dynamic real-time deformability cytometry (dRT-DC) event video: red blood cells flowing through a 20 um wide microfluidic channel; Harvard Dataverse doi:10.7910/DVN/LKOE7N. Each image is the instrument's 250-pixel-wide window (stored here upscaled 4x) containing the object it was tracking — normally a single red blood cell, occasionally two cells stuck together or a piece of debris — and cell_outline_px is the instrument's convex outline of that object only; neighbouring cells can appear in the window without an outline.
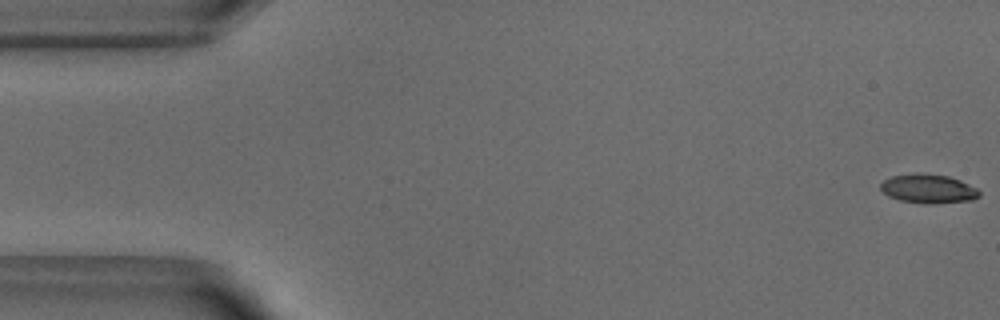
{"species": "common noctule bat (a hibernating species)", "species_latin": "Nyctalus noctula", "temperature_condition": "warm", "stored_images_in_passage": 52, "camera_frame_rate_fps": 3000, "um_per_image_px": 0.085, "animal": {"sex": "male", "body_mass_g": 18.8}, "frame": {"image": 1, "passage_image": 1, "time_ms": 0.0, "image_size_px": [1000, 320], "cell_outline_px": [[980, 196], [972, 200], [932, 204], [924, 204], [900, 200], [888, 196], [880, 188], [880, 184], [884, 180], [892, 176], [924, 172], [948, 176], [960, 180], [976, 188], [980, 192]], "centroid_in_image_um": [78.91, 16.04], "position_along_channel_um": 6.1, "area_um2": 16.76}}
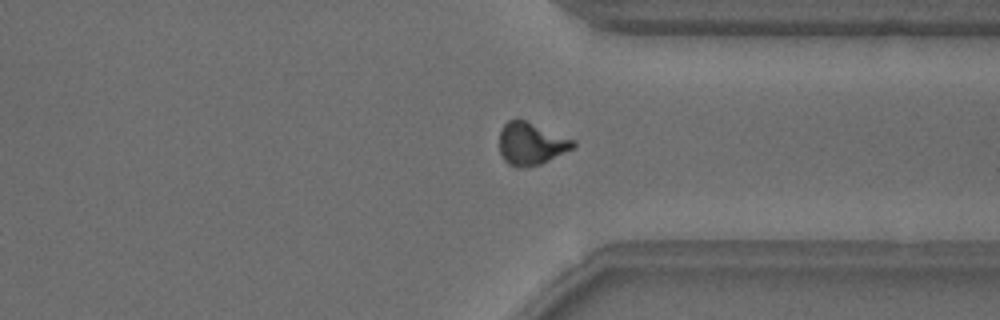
{"frame": {"image": 2, "passage_image": 39, "time_ms": 12.667, "image_size_px": [1000, 320], "cell_outline_px": [[576, 144], [572, 148], [540, 164], [524, 168], [516, 168], [508, 164], [504, 160], [500, 152], [500, 128], [508, 120], [516, 116], [576, 140]], "centroid_in_image_um": [45.11, 12.18], "position_along_channel_um": 366.3, "area_um2": 18.5}}
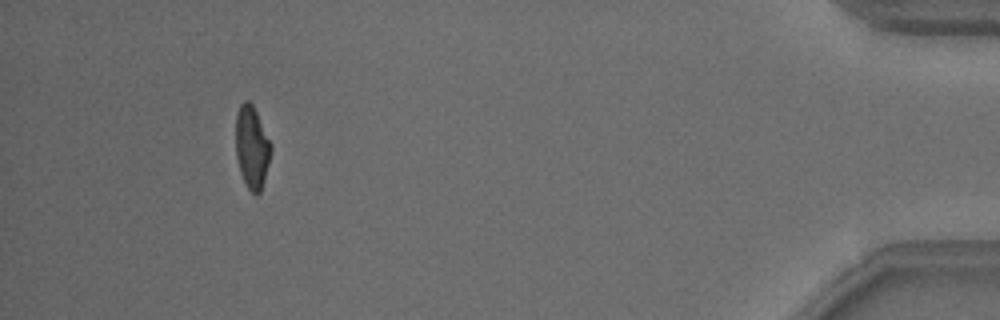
{"frame": {"image": 3, "passage_image": 48, "time_ms": 15.667, "image_size_px": [1000, 320], "cell_outline_px": [[272, 148], [264, 180], [260, 192], [256, 196], [248, 188], [240, 172], [236, 156], [236, 116], [240, 104], [244, 100], [248, 100], [252, 104], [272, 144]], "centroid_in_image_um": [21.41, 12.5], "position_along_channel_um": 413.8, "area_um2": 16.82}, "authors_computed_cell_mechanics": {"area_um2": 17.8313, "velocity_mm_per_s": 3.8789, "shape_relaxation_time_tau1_ms": 4.5458, "shape_relaxation_time_tau2_ms": 1.8018, "deformation_change_tau1": 0.1859, "deformation_change_tau2": 0.069}}